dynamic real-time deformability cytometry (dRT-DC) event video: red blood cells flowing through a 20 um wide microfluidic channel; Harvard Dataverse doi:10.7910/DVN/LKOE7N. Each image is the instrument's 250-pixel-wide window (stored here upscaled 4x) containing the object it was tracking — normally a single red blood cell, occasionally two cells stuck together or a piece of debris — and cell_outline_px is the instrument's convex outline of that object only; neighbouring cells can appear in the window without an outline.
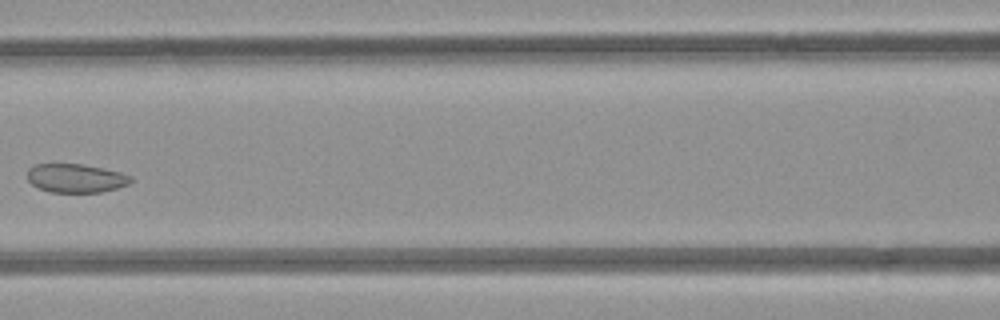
{"species": "common noctule bat (a hibernating species)", "species_latin": "Nyctalus noctula", "temperature_condition": "room temperature", "stored_images_in_passage": 7, "camera_frame_rate_fps": 3000, "um_per_image_px": 0.085, "animal": {"sex": "female", "body_mass_g": 21.9}, "frame": {"image": 1, "passage_image": 6, "time_ms": 5.667, "image_size_px": [1000, 320], "cell_outline_px": [[132, 180], [128, 184], [116, 188], [100, 192], [48, 192], [32, 184], [28, 180], [28, 168], [36, 164], [84, 164], [104, 168], [120, 172], [132, 176]], "centroid_in_image_um": [6.45, 15.14], "position_along_channel_um": 160.2, "area_um2": 17.28}}
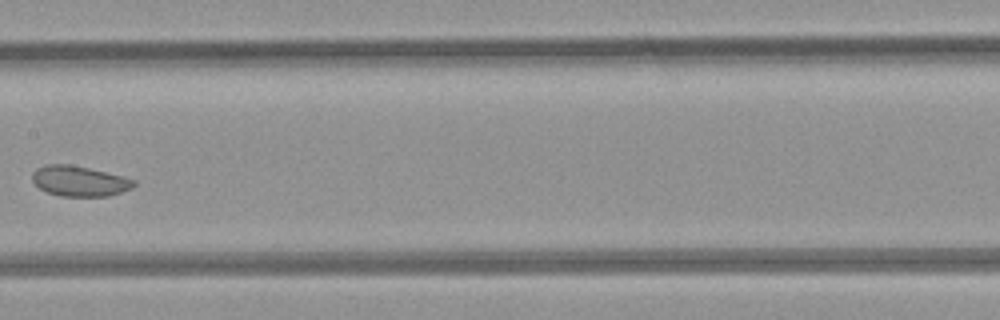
{"frame": {"image": 2, "passage_image": 7, "time_ms": 6.667, "image_size_px": [1000, 320], "cell_outline_px": [[136, 184], [132, 188], [108, 196], [60, 196], [48, 192], [40, 188], [32, 180], [32, 172], [36, 168], [48, 164], [68, 164], [88, 168], [136, 180]], "centroid_in_image_um": [6.73, 15.39], "position_along_channel_um": 200.7, "area_um2": 17.74}}